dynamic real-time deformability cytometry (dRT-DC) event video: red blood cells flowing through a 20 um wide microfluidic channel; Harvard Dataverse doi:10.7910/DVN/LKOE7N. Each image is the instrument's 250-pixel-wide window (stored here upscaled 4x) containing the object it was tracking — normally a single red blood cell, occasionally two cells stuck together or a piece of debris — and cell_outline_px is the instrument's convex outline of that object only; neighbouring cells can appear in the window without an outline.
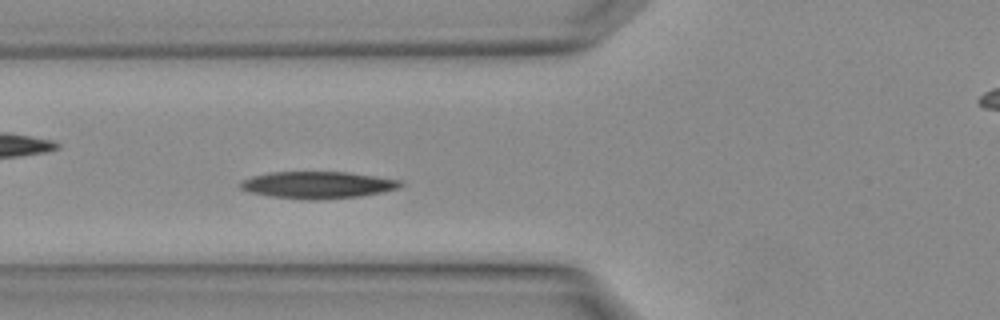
{"species": "Egyptian fruit bat (a non-hibernating species)", "species_latin": "Rousettus aegyptiacus", "temperature_condition": "warm", "stored_images_in_passage": 4, "segment_of_instrument_passage": [1, 2], "camera_frame_rate_fps": 3000, "um_per_image_px": 0.085, "animal": {"sex": "female"}, "frame": {"image": 1, "passage_image": 3, "time_ms": 0.667, "image_size_px": [1000, 320], "cell_outline_px": [[404, 184], [396, 188], [380, 192], [360, 196], [312, 200], [308, 200], [272, 196], [252, 192], [240, 188], [240, 184], [244, 180], [252, 176], [272, 172], [348, 172], [400, 180]], "centroid_in_image_um": [27.0, 15.71], "position_along_channel_um": 98.8, "area_um2": 24.68}}